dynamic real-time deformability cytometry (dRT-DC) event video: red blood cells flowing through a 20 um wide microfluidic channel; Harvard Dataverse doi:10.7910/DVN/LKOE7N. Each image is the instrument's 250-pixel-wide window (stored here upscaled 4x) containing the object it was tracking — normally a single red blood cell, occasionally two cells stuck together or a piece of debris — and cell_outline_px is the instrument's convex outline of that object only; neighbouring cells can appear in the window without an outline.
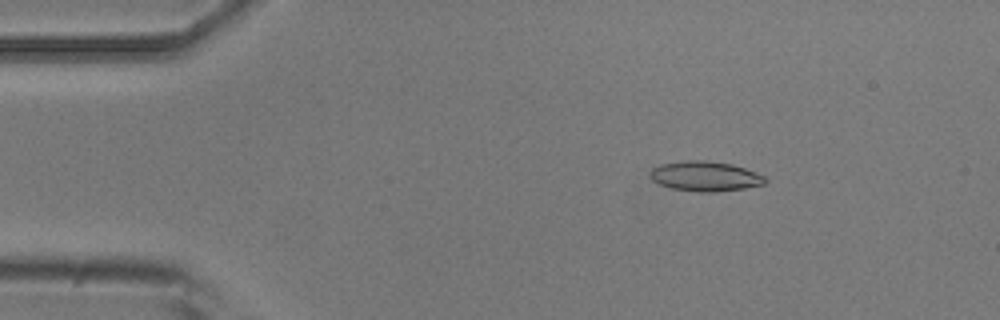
{"species": "common noctule bat (a hibernating species)", "species_latin": "Nyctalus noctula", "temperature_condition": "room temperature", "stored_images_in_passage": 51, "segment_of_instrument_passage": [1, 2], "camera_frame_rate_fps": 3000, "um_per_image_px": 0.085, "animal": {"sex": "male", "body_mass_g": 20.5, "forearm_length_mm": 52.5}, "frame": {"image": 1, "passage_image": 7, "time_ms": 2.0, "image_size_px": [1000, 320], "cell_outline_px": [[768, 180], [764, 184], [744, 188], [716, 192], [700, 192], [672, 188], [660, 184], [652, 180], [648, 176], [648, 172], [652, 168], [660, 164], [688, 160], [704, 160], [732, 164], [756, 172], [764, 176]], "centroid_in_image_um": [59.92, 14.98], "position_along_channel_um": 25.1, "area_um2": 20.11}}
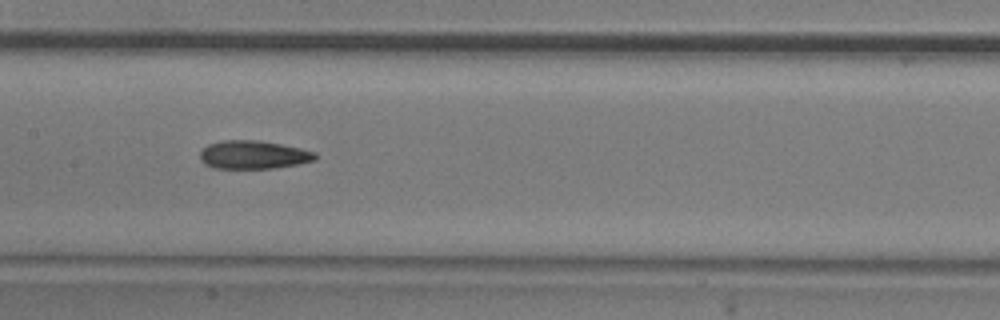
{"frame": {"image": 2, "passage_image": 24, "time_ms": 7.667, "image_size_px": [1000, 320], "cell_outline_px": [[316, 160], [276, 168], [212, 168], [204, 164], [200, 160], [200, 152], [208, 144], [224, 140], [256, 140], [280, 144], [300, 148], [316, 152]], "centroid_in_image_um": [21.52, 13.16], "position_along_channel_um": 185.9, "area_um2": 18.96}}
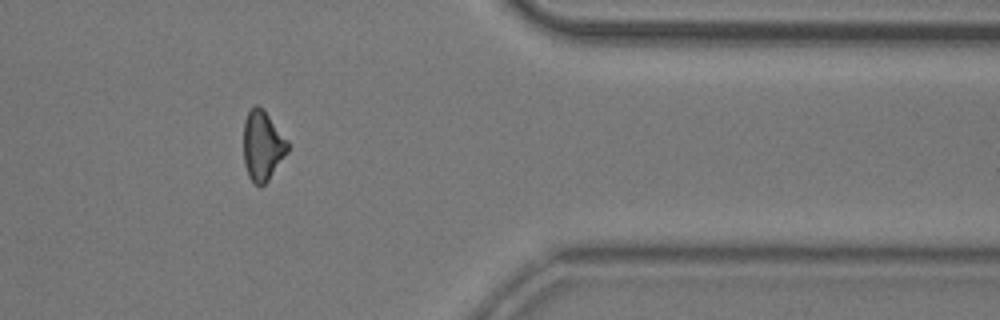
{"frame": {"image": 3, "passage_image": 41, "time_ms": 13.333, "image_size_px": [1000, 320], "cell_outline_px": [[288, 152], [268, 180], [260, 188], [248, 176], [244, 164], [244, 120], [248, 112], [256, 104], [264, 108], [288, 140]], "centroid_in_image_um": [22.32, 12.36], "position_along_channel_um": 389.1, "area_um2": 18.09}}